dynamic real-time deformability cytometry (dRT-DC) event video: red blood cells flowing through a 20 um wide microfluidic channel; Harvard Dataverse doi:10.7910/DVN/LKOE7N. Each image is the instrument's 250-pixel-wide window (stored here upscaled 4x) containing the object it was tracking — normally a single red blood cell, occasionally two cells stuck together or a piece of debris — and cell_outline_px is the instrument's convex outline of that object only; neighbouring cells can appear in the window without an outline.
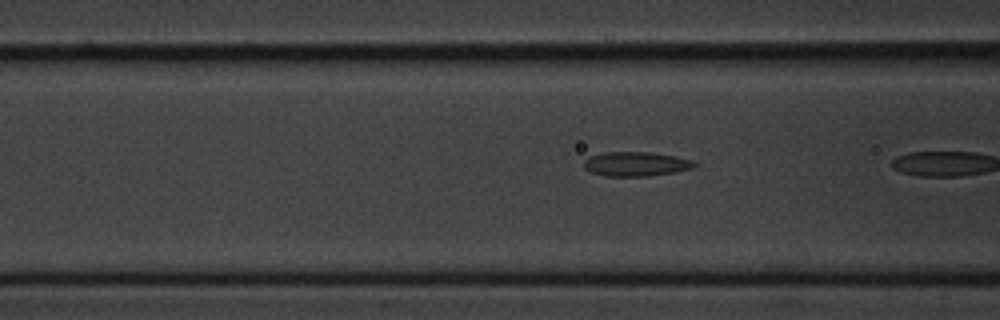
{"species": "common noctule bat (a hibernating species)", "species_latin": "Nyctalus noctula", "temperature_condition": "cold", "stored_images_in_passage": 6, "segment_of_instrument_passage": [2, 2], "camera_frame_rate_fps": 3000, "um_per_image_px": 0.085, "animal": {"sex": "male", "body_mass_g": 20.1, "forearm_length_mm": 53.5}, "frame": {"image": 1, "passage_image": 6, "time_ms": 6.667, "image_size_px": [1000, 320], "cell_outline_px": [[696, 164], [692, 168], [676, 172], [648, 176], [604, 176], [588, 172], [584, 168], [584, 160], [592, 156], [604, 152], [652, 152], [676, 156], [692, 160]], "centroid_in_image_um": [54.03, 13.94], "position_along_channel_um": 112.6, "area_um2": 15.78}}